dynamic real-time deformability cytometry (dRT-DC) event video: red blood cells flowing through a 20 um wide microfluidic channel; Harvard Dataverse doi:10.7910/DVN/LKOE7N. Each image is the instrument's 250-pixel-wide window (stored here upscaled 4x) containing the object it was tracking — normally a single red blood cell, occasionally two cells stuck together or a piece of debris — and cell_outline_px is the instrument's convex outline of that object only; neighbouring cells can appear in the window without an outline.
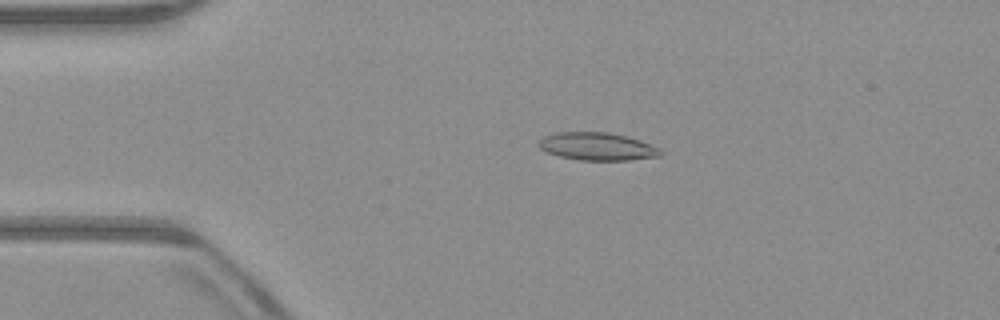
{"species": "common noctule bat (a hibernating species)", "species_latin": "Nyctalus noctula", "temperature_condition": "warm", "stored_images_in_passage": 52, "camera_frame_rate_fps": 3000, "um_per_image_px": 0.085, "animal": {"sex": "male", "body_mass_g": 23.1, "forearm_length_mm": 52.7}, "frame": {"image": 1, "passage_image": 11, "time_ms": 3.333, "image_size_px": [1000, 320], "cell_outline_px": [[664, 152], [660, 156], [628, 160], [580, 160], [560, 156], [548, 152], [540, 148], [536, 144], [544, 136], [556, 132], [608, 132], [640, 140]], "centroid_in_image_um": [50.73, 12.45], "position_along_channel_um": 34.3, "area_um2": 19.48}}
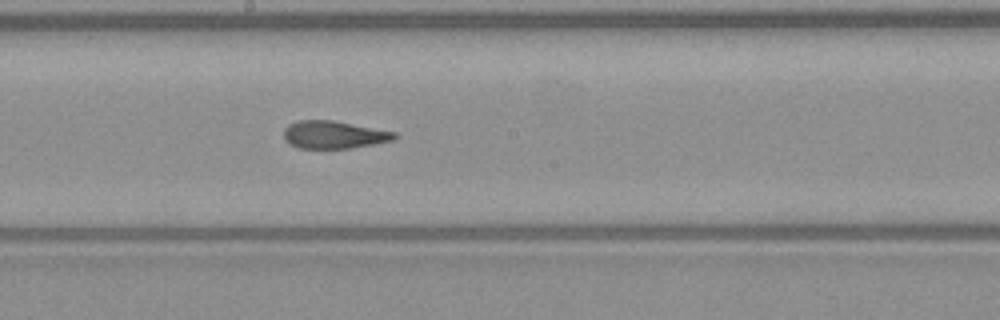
{"frame": {"image": 2, "passage_image": 28, "time_ms": 9.0, "image_size_px": [1000, 320], "cell_outline_px": [[396, 136], [392, 140], [352, 148], [300, 148], [288, 144], [284, 140], [284, 128], [288, 124], [300, 120], [332, 120], [396, 132]], "centroid_in_image_um": [28.32, 11.45], "position_along_channel_um": 219.9, "area_um2": 17.74}}
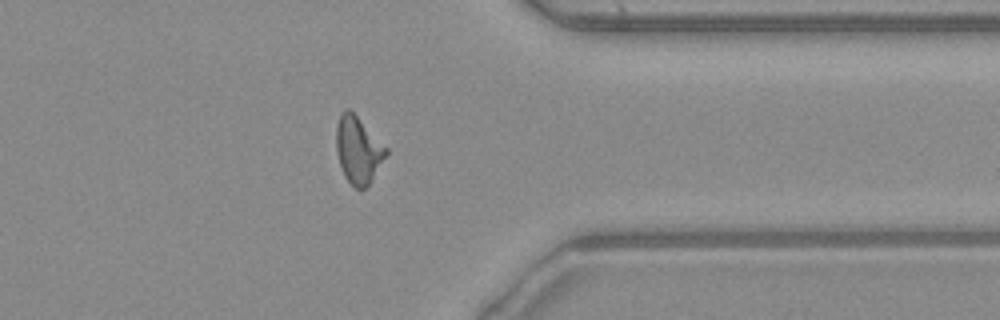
{"frame": {"image": 3, "passage_image": 41, "time_ms": 13.333, "image_size_px": [1000, 320], "cell_outline_px": [[388, 152], [368, 184], [364, 188], [356, 188], [344, 176], [340, 164], [336, 148], [336, 124], [340, 112], [348, 108], [388, 148]], "centroid_in_image_um": [30.42, 12.71], "position_along_channel_um": 381.0, "area_um2": 18.96}, "authors_computed_cell_mechanics": {"area_um2": 19.0162, "velocity_mm_per_s": 3.9679, "shape_relaxation_time_tau1_ms": null, "shape_relaxation_time_tau2_ms": 2.3399, "deformation_change_tau1": null, "deformation_change_tau2": 0.1098}}